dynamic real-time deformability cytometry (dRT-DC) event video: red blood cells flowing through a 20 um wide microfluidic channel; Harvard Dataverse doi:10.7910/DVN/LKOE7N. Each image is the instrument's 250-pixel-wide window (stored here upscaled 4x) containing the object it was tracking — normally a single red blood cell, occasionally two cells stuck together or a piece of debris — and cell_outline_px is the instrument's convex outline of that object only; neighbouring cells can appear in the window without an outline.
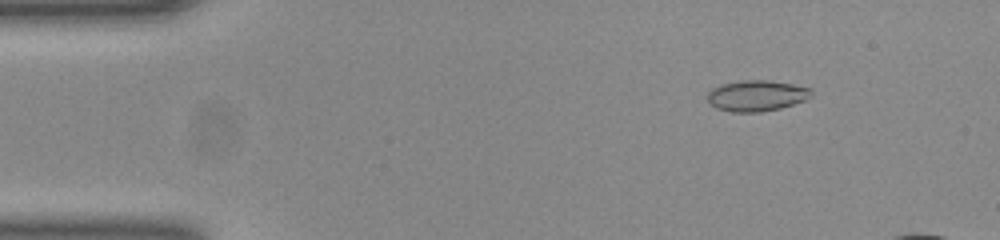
{"species": "common noctule bat (a hibernating species)", "species_latin": "Nyctalus noctula", "temperature_condition": "room temperature", "stored_images_in_passage": 46, "camera_frame_rate_fps": 3000, "um_per_image_px": 0.085, "animal": {"sex": "female", "body_mass_g": 23.0, "forearm_length_mm": 53.4}, "frame": {"image": 1, "passage_image": 6, "time_ms": 1.667, "image_size_px": [1000, 240], "cell_outline_px": [[812, 96], [804, 100], [780, 108], [760, 112], [732, 112], [716, 108], [708, 100], [708, 92], [712, 88], [720, 84], [740, 80], [768, 80], [792, 84], [812, 88]], "centroid_in_image_um": [64.31, 8.12], "position_along_channel_um": 20.7, "area_um2": 18.73}}
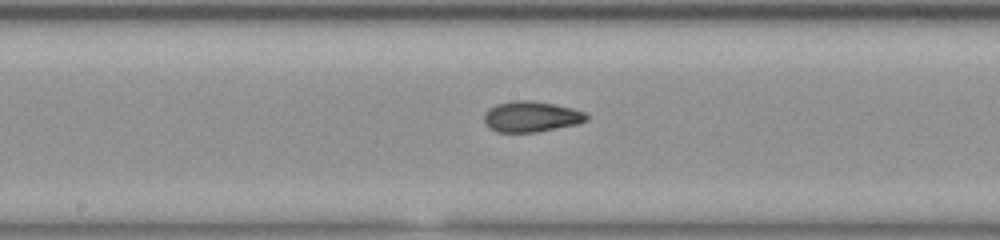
{"frame": {"image": 2, "passage_image": 26, "time_ms": 8.333, "image_size_px": [1000, 240], "cell_outline_px": [[588, 120], [576, 124], [536, 132], [496, 132], [488, 128], [484, 124], [484, 112], [488, 108], [496, 104], [512, 100], [532, 100], [572, 108], [584, 112], [588, 116]], "centroid_in_image_um": [45.09, 9.91], "position_along_channel_um": 203.1, "area_um2": 18.44}}
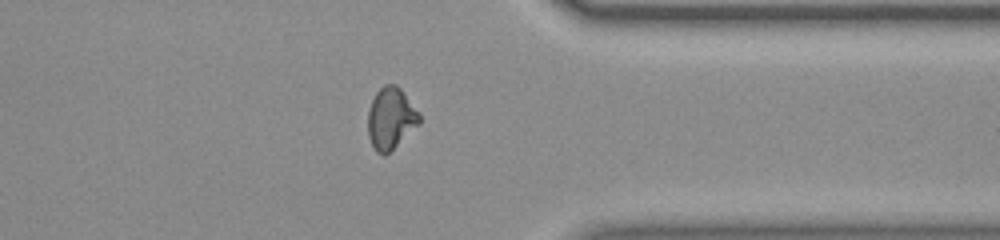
{"frame": {"image": 3, "passage_image": 40, "time_ms": 13.0, "image_size_px": [1000, 240], "cell_outline_px": [[420, 124], [384, 156], [376, 152], [368, 136], [368, 112], [372, 100], [376, 92], [384, 84], [396, 84], [400, 88], [420, 116]], "centroid_in_image_um": [33.19, 10.07], "position_along_channel_um": 378.2, "area_um2": 18.21}}